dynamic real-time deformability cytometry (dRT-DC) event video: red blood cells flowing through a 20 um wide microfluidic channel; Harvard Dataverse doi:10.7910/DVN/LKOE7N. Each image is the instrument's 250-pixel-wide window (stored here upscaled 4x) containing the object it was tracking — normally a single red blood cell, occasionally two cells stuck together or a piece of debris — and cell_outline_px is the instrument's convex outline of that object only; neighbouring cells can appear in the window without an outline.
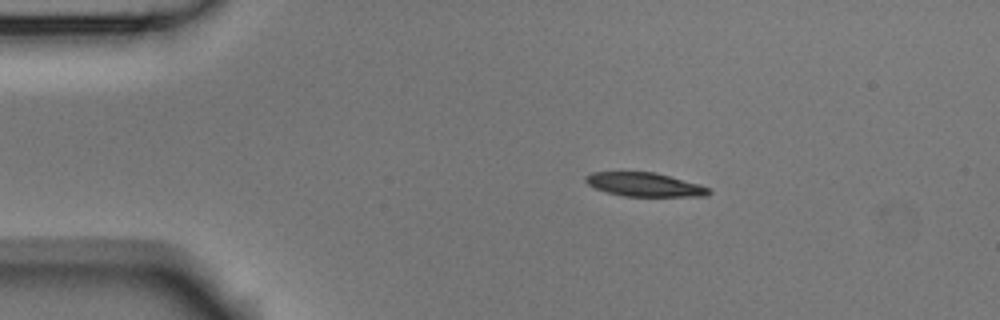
{"species": "Egyptian fruit bat (a non-hibernating species)", "species_latin": "Rousettus aegyptiacus", "temperature_condition": "room temperature", "stored_images_in_passage": 7, "camera_frame_rate_fps": 3000, "um_per_image_px": 0.085, "animal": {"sex": "male"}, "frame": {"image": 1, "passage_image": 2, "time_ms": 0.333, "image_size_px": [1000, 320], "cell_outline_px": [[712, 192], [708, 196], [624, 196], [608, 192], [596, 188], [588, 184], [584, 180], [584, 176], [592, 172], [656, 172], [700, 184], [708, 188]], "centroid_in_image_um": [54.8, 15.68], "position_along_channel_um": 30.2, "area_um2": 17.05}}
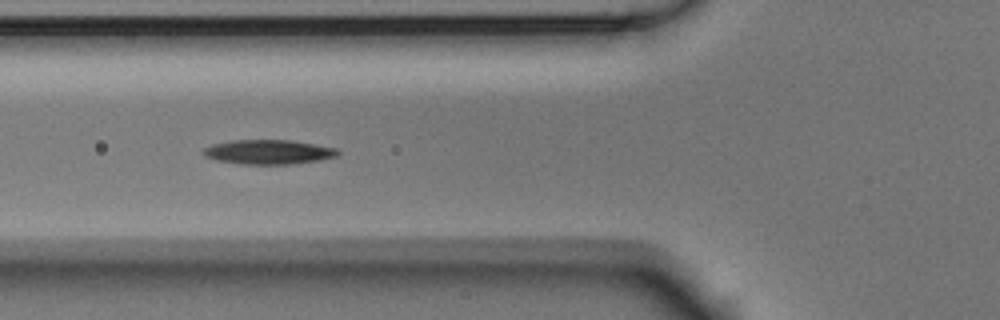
{"frame": {"image": 2, "passage_image": 5, "time_ms": 1.333, "image_size_px": [1000, 320], "cell_outline_px": [[340, 156], [320, 160], [288, 164], [240, 164], [216, 160], [204, 156], [200, 152], [204, 148], [212, 144], [232, 140], [292, 140], [336, 148], [340, 152]], "centroid_in_image_um": [22.81, 12.92], "position_along_channel_um": 103.0, "area_um2": 19.31}}
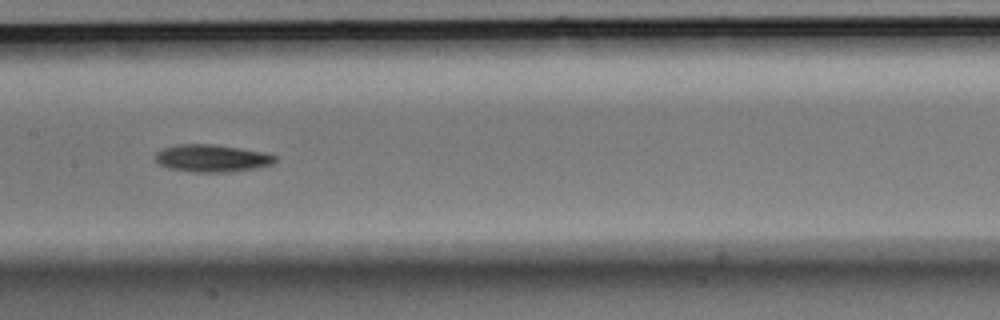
{"frame": {"image": 3, "passage_image": 7, "time_ms": 2.0, "image_size_px": [1000, 320], "cell_outline_px": [[276, 160], [272, 164], [256, 168], [228, 172], [192, 172], [168, 168], [160, 164], [156, 160], [156, 152], [164, 148], [176, 144], [216, 144], [264, 152], [276, 156]], "centroid_in_image_um": [18.01, 13.45], "position_along_channel_um": 189.4, "area_um2": 19.13}}